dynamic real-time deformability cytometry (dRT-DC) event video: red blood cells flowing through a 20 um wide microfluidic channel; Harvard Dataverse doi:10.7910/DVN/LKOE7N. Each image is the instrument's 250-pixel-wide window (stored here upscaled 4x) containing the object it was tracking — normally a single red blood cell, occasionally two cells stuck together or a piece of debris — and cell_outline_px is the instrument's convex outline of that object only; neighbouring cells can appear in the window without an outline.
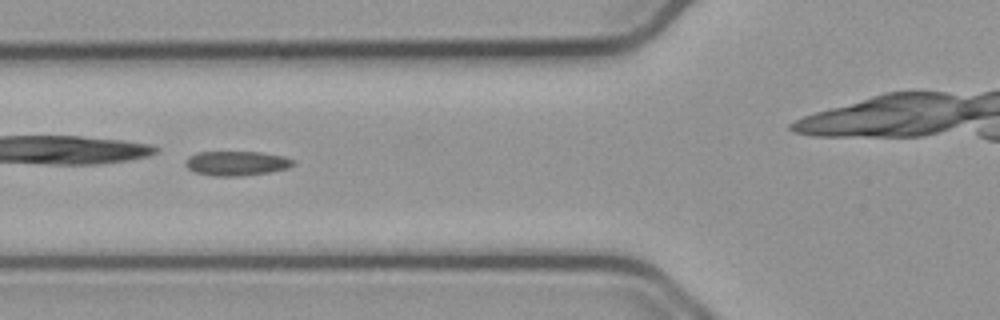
{"species": "common noctule bat (a hibernating species)", "species_latin": "Nyctalus noctula", "temperature_condition": "cold", "stored_images_in_passage": 31, "camera_frame_rate_fps": 3000, "um_per_image_px": 0.085, "animal": {"sex": "male", "body_mass_g": 23.1, "forearm_length_mm": 52.7}, "frame": {"image": 1, "passage_image": 5, "time_ms": 1.333, "image_size_px": [1000, 320], "cell_outline_px": [[296, 164], [288, 168], [268, 172], [240, 176], [212, 176], [192, 172], [184, 164], [188, 156], [196, 152], [260, 152], [284, 156], [292, 160]], "centroid_in_image_um": [20.06, 13.88], "position_along_channel_um": 105.7, "area_um2": 15.49}}
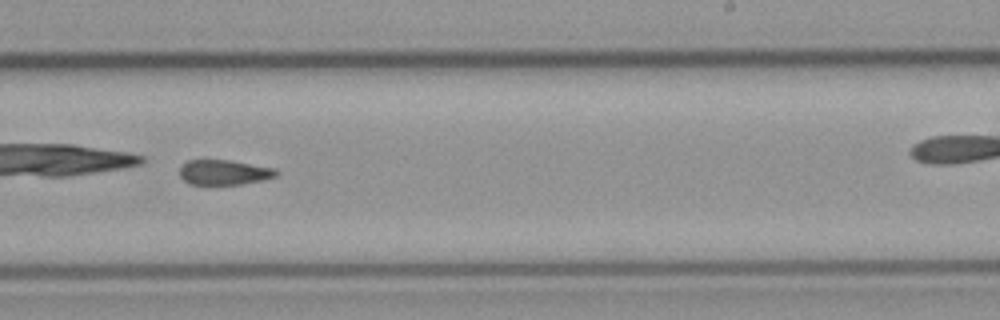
{"frame": {"image": 2, "passage_image": 18, "time_ms": 5.667, "image_size_px": [1000, 320], "cell_outline_px": [[280, 172], [276, 176], [264, 180], [240, 184], [188, 184], [180, 176], [180, 168], [188, 160], [228, 160], [276, 168]], "centroid_in_image_um": [19.08, 14.65], "position_along_channel_um": 269.9, "area_um2": 14.05}}